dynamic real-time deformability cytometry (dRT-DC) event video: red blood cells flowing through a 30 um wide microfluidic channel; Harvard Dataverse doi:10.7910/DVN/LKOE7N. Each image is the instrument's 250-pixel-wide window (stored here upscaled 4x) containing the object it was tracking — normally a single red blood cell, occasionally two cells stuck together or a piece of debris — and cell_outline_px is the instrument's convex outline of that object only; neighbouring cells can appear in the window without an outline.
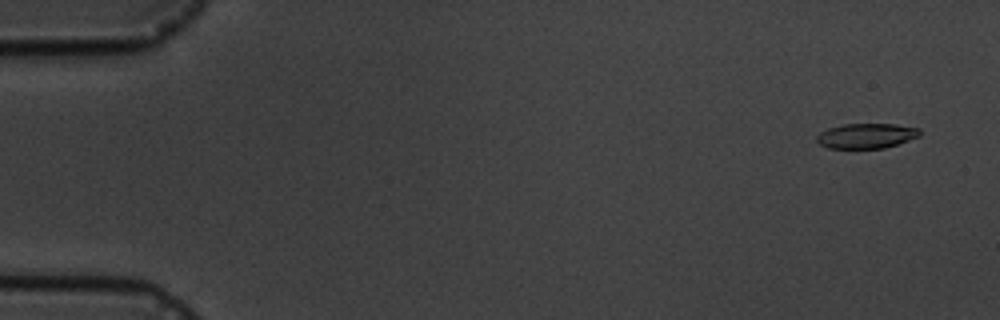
{"species": "common noctule bat (a hibernating species)", "species_latin": "Nyctalus noctula", "temperature_condition": "cold", "stored_images_in_passage": 5, "camera_frame_rate_fps": 3000, "um_per_image_px": 0.085, "animal": {"sex": "male", "body_mass_g": 19.5, "forearm_length_mm": 54.6}, "frame": {"image": 1, "passage_image": 1, "time_ms": 0.0, "image_size_px": [1000, 320], "cell_outline_px": [[920, 136], [884, 148], [828, 148], [820, 144], [816, 140], [816, 136], [820, 132], [828, 128], [844, 124], [896, 124], [920, 128]], "centroid_in_image_um": [73.63, 11.54], "position_along_channel_um": 11.4, "area_um2": 14.97}}
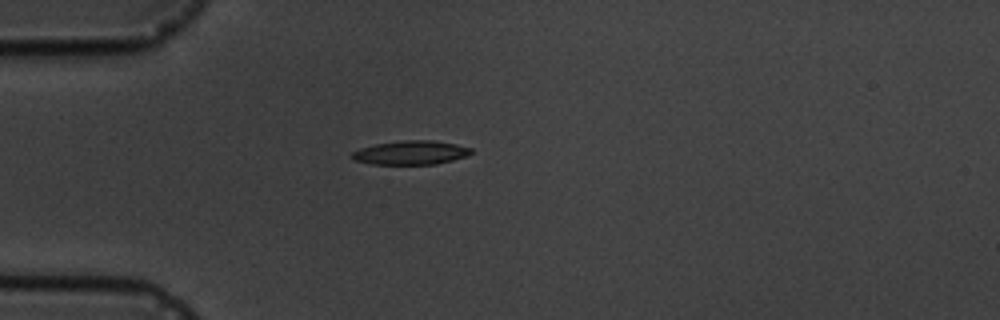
{"frame": {"image": 2, "passage_image": 5, "time_ms": 4.333, "image_size_px": [1000, 320], "cell_outline_px": [[472, 152], [464, 156], [452, 160], [436, 164], [372, 164], [356, 160], [352, 156], [352, 152], [360, 148], [376, 144], [404, 140], [432, 140], [456, 144], [472, 148]], "centroid_in_image_um": [34.93, 12.97], "position_along_channel_um": 50.1, "area_um2": 16.36}}